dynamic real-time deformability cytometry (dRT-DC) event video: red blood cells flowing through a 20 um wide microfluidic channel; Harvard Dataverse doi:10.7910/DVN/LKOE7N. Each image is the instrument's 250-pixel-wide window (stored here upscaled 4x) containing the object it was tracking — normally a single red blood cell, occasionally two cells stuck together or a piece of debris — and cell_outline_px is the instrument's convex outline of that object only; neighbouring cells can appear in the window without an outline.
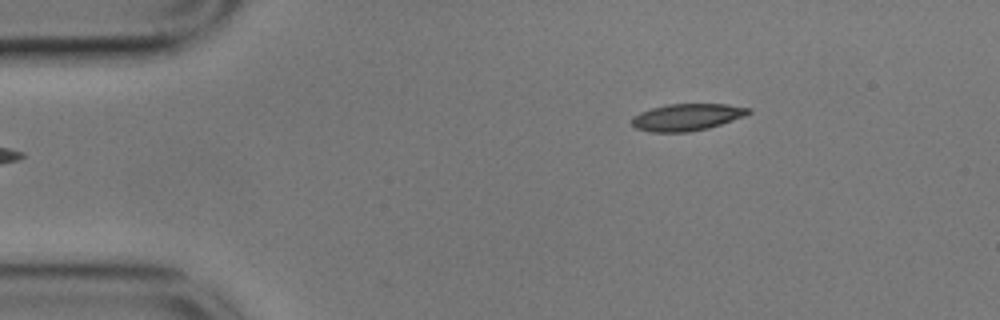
{"species": "common noctule bat (a hibernating species)", "species_latin": "Nyctalus noctula", "temperature_condition": "cold", "stored_images_in_passage": 30, "camera_frame_rate_fps": 3000, "um_per_image_px": 0.085, "animal": {"sex": "male", "body_mass_g": 17.9}, "frame": {"image": 1, "passage_image": 1, "time_ms": 0.0, "image_size_px": [1000, 320], "cell_outline_px": [[752, 112], [744, 116], [708, 128], [688, 132], [652, 132], [636, 128], [632, 124], [632, 116], [640, 112], [652, 108], [668, 104], [728, 104], [752, 108]], "centroid_in_image_um": [58.4, 9.95], "position_along_channel_um": 26.6, "area_um2": 18.26}}
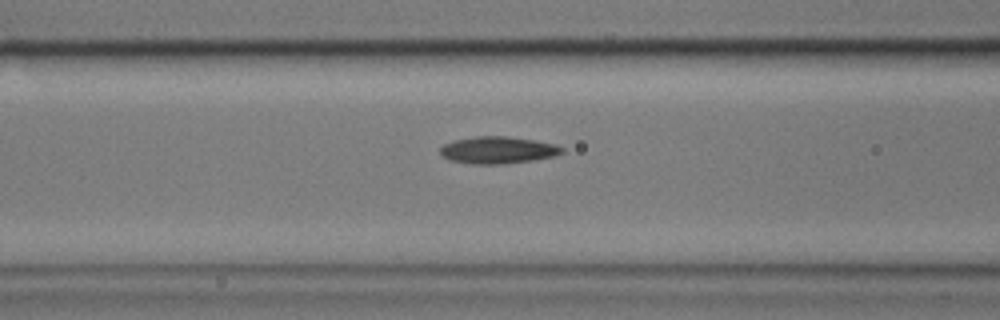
{"frame": {"image": 2, "passage_image": 14, "time_ms": 4.333, "image_size_px": [1000, 320], "cell_outline_px": [[564, 152], [556, 156], [532, 160], [504, 164], [472, 164], [448, 160], [440, 152], [440, 148], [444, 144], [456, 140], [476, 136], [508, 136], [536, 140], [556, 144], [564, 148]], "centroid_in_image_um": [42.36, 12.76], "position_along_channel_um": 124.2, "area_um2": 19.31}}
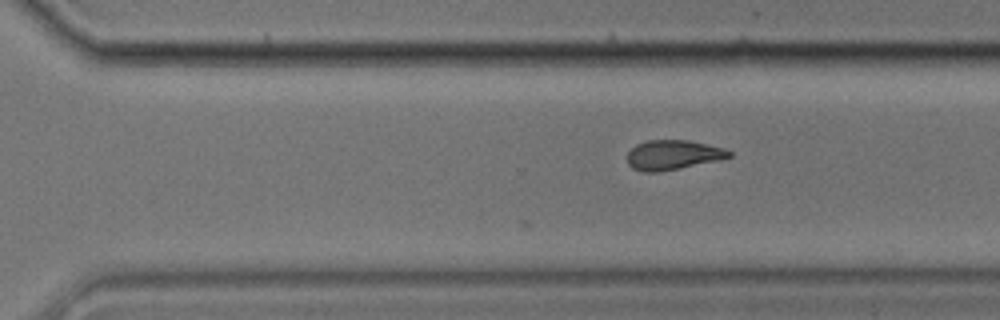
{"frame": {"image": 3, "passage_image": 30, "time_ms": 9.667, "image_size_px": [1000, 320], "cell_outline_px": [[732, 156], [720, 160], [660, 172], [644, 172], [632, 168], [628, 164], [628, 152], [636, 144], [648, 140], [688, 140], [724, 148], [732, 152]], "centroid_in_image_um": [57.2, 13.17], "position_along_channel_um": 313.4, "area_um2": 17.63}}